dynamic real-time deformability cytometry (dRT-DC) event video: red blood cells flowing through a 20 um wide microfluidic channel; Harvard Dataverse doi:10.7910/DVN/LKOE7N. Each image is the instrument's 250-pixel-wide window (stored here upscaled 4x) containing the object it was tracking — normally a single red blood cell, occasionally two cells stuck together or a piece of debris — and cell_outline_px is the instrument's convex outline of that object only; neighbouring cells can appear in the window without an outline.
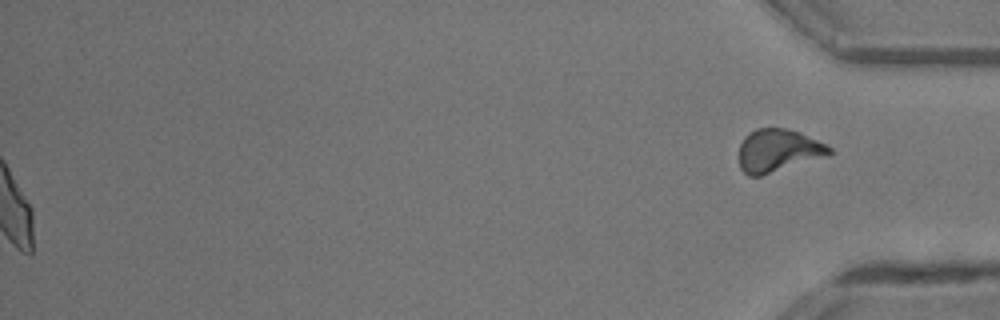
{"species": "common noctule bat (a hibernating species)", "species_latin": "Nyctalus noctula", "temperature_condition": "room temperature", "stored_images_in_passage": 45, "segment_of_instrument_passage": [2, 2], "camera_frame_rate_fps": 3000, "um_per_image_px": 0.085, "animal": {"sex": "male", "body_mass_g": 13.3}, "frame": {"image": 1, "passage_image": 45, "time_ms": 14.667, "image_size_px": [1000, 320], "cell_outline_px": [[832, 152], [828, 156], [760, 176], [748, 176], [740, 168], [740, 144], [744, 136], [748, 132], [756, 128], [784, 128], [800, 132], [828, 144], [832, 148]], "centroid_in_image_um": [66.16, 12.79], "position_along_channel_um": 369.0, "area_um2": 22.72}}